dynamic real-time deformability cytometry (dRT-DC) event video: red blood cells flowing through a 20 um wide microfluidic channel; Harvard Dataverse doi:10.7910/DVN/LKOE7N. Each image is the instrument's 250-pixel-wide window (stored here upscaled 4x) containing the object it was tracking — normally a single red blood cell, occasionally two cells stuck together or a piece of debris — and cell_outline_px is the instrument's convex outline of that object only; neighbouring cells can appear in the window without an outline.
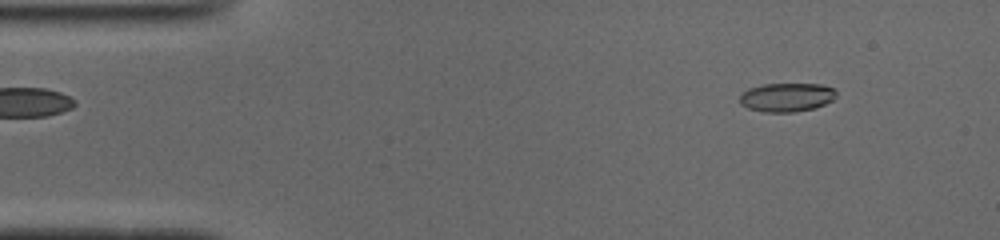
{"species": "common noctule bat (a hibernating species)", "species_latin": "Nyctalus noctula", "temperature_condition": "cold", "stored_images_in_passage": 46, "camera_frame_rate_fps": 3000, "um_per_image_px": 0.085, "animal": {"sex": "male", "body_mass_g": 19.0, "forearm_length_mm": 50.8}, "frame": {"image": 1, "passage_image": 1, "time_ms": 0.0, "image_size_px": [1000, 240], "cell_outline_px": [[836, 96], [832, 100], [816, 108], [792, 112], [764, 112], [748, 108], [740, 104], [740, 92], [748, 88], [764, 84], [820, 84], [836, 88]], "centroid_in_image_um": [66.86, 8.26], "position_along_channel_um": 18.1, "area_um2": 16.36}}
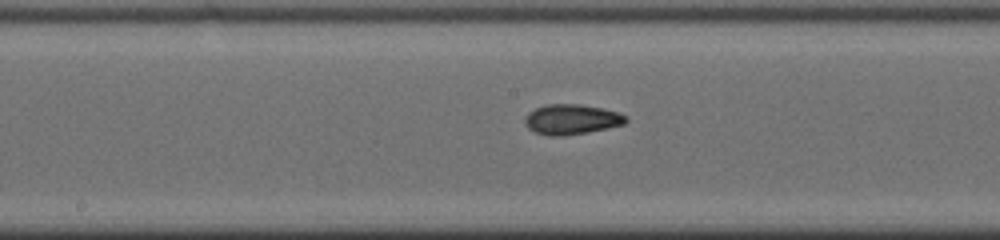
{"frame": {"image": 2, "passage_image": 21, "time_ms": 6.667, "image_size_px": [1000, 240], "cell_outline_px": [[628, 120], [624, 124], [608, 128], [588, 132], [564, 136], [548, 136], [536, 132], [528, 128], [524, 120], [528, 112], [536, 108], [548, 104], [580, 104], [604, 108], [620, 112], [628, 116]], "centroid_in_image_um": [48.62, 10.14], "position_along_channel_um": 199.6, "area_um2": 17.92}}
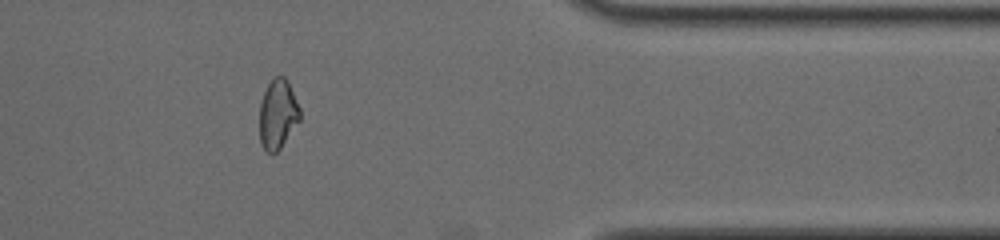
{"frame": {"image": 3, "passage_image": 37, "time_ms": 12.0, "image_size_px": [1000, 240], "cell_outline_px": [[300, 120], [280, 148], [276, 152], [268, 152], [260, 144], [260, 104], [264, 92], [268, 84], [276, 76], [284, 76], [288, 80], [300, 108]], "centroid_in_image_um": [23.62, 9.69], "position_along_channel_um": 387.8, "area_um2": 16.24}, "authors_computed_cell_mechanics": {"area_um2": 16.9643, "velocity_mm_per_s": 3.9398, "shape_relaxation_time_tau1_ms": 5.4311, "shape_relaxation_time_tau2_ms": 1.8812, "deformation_change_tau1": 0.1715, "deformation_change_tau2": 0.0629}}